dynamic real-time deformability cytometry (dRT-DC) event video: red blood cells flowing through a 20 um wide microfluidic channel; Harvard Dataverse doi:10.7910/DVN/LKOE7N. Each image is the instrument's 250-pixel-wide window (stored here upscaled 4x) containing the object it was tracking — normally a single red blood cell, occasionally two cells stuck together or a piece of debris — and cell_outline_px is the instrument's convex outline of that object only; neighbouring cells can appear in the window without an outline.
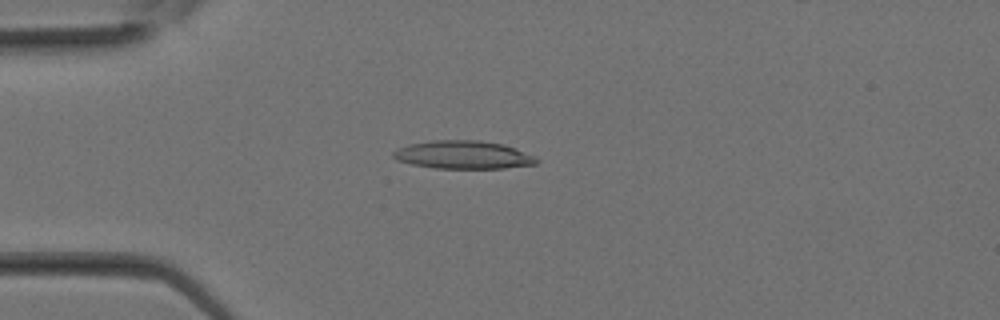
{"species": "Egyptian fruit bat (a non-hibernating species)", "species_latin": "Rousettus aegyptiacus", "temperature_condition": "room temperature", "stored_images_in_passage": 9, "camera_frame_rate_fps": 3000, "um_per_image_px": 0.085, "animal": {"sex": "female"}, "frame": {"image": 1, "passage_image": 2, "time_ms": 0.333, "image_size_px": [1000, 320], "cell_outline_px": [[540, 160], [536, 164], [504, 168], [432, 168], [412, 164], [396, 160], [392, 156], [392, 152], [408, 144], [432, 140], [480, 140], [504, 144], [536, 156]], "centroid_in_image_um": [39.39, 13.16], "position_along_channel_um": 45.6, "area_um2": 23.58}}
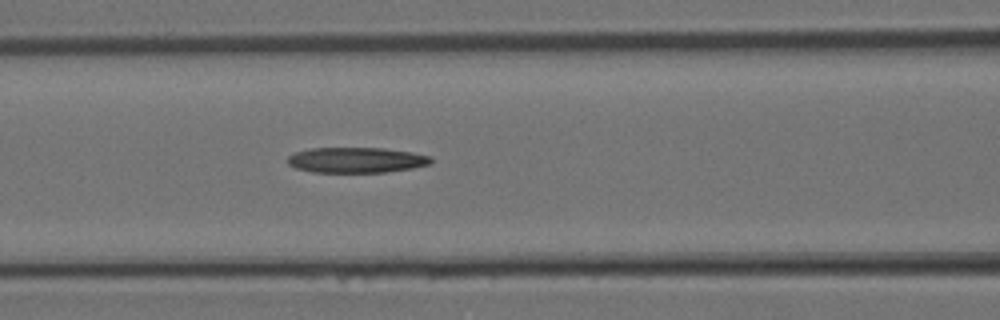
{"frame": {"image": 2, "passage_image": 7, "time_ms": 2.0, "image_size_px": [1000, 320], "cell_outline_px": [[432, 164], [412, 168], [384, 172], [312, 172], [296, 168], [288, 164], [288, 156], [296, 152], [312, 148], [384, 148], [412, 152], [432, 156]], "centroid_in_image_um": [30.32, 13.6], "position_along_channel_um": 136.3, "area_um2": 21.27}}
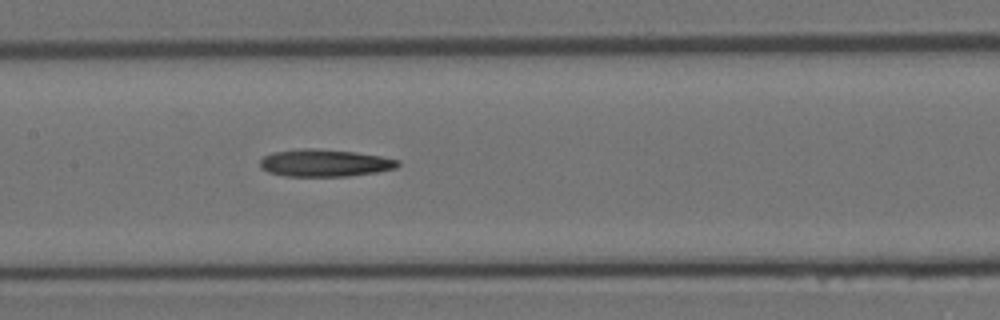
{"frame": {"image": 3, "passage_image": 9, "time_ms": 2.667, "image_size_px": [1000, 320], "cell_outline_px": [[400, 164], [396, 168], [376, 172], [348, 176], [284, 176], [268, 172], [260, 168], [260, 160], [264, 156], [272, 152], [304, 148], [316, 148], [356, 152], [380, 156], [400, 160]], "centroid_in_image_um": [27.58, 13.85], "position_along_channel_um": 179.8, "area_um2": 22.02}}